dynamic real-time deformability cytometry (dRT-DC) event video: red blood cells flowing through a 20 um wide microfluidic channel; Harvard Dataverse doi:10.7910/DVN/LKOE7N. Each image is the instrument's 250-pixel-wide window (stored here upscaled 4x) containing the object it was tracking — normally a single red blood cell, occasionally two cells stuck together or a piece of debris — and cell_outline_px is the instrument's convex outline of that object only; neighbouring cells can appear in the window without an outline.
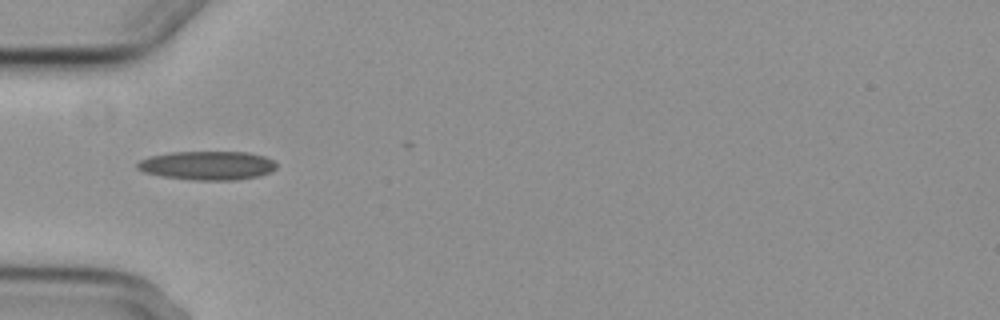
{"species": "common noctule bat (a hibernating species)", "species_latin": "Nyctalus noctula", "temperature_condition": "cold", "stored_images_in_passage": 3, "camera_frame_rate_fps": 3000, "um_per_image_px": 0.085, "animal": {"sex": "female", "body_mass_g": 29.2, "forearm_length_mm": 56.3}, "frame": {"image": 1, "passage_image": 1, "time_ms": 0.0, "image_size_px": [1000, 320], "cell_outline_px": [[276, 168], [272, 172], [260, 176], [236, 180], [192, 180], [160, 176], [144, 172], [136, 168], [136, 164], [140, 160], [148, 156], [172, 152], [248, 152], [264, 156], [272, 160], [276, 164]], "centroid_in_image_um": [17.62, 14.07], "position_along_channel_um": 67.4, "area_um2": 23.58}}
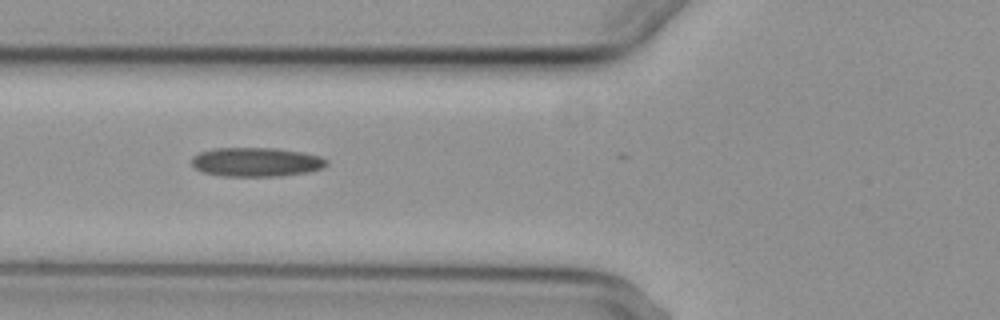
{"frame": {"image": 2, "passage_image": 2, "time_ms": 1.0, "image_size_px": [1000, 320], "cell_outline_px": [[328, 164], [324, 168], [308, 172], [280, 176], [224, 176], [204, 172], [196, 168], [192, 164], [192, 156], [200, 152], [212, 148], [276, 148], [304, 152], [320, 156], [328, 160]], "centroid_in_image_um": [21.82, 13.76], "position_along_channel_um": 104.0, "area_um2": 23.0}}